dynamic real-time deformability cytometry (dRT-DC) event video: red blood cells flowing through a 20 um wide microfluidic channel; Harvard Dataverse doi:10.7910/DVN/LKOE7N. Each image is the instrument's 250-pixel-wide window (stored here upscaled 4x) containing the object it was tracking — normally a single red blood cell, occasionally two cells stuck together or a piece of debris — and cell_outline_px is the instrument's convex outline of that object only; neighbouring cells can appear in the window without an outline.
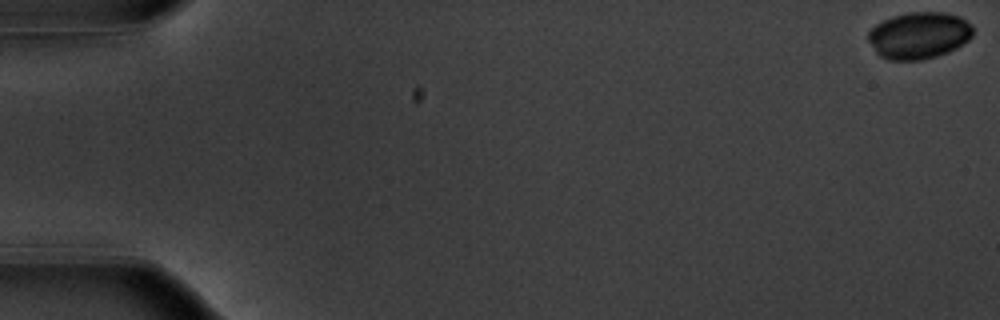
{"species": "common noctule bat (a hibernating species)", "species_latin": "Nyctalus noctula", "temperature_condition": "warm", "stored_images_in_passage": 55, "camera_frame_rate_fps": 3000, "um_per_image_px": 0.085, "animal": {"sex": "male", "body_mass_g": 20.1, "forearm_length_mm": 53.5}, "frame": {"image": 1, "passage_image": 1, "time_ms": 0.0, "image_size_px": [1000, 320], "cell_outline_px": [[972, 36], [968, 40], [956, 48], [948, 52], [936, 56], [920, 60], [888, 60], [880, 56], [876, 52], [868, 40], [868, 32], [876, 24], [892, 16], [908, 12], [944, 12], [960, 16], [972, 24]], "centroid_in_image_um": [78.11, 3.0], "position_along_channel_um": 6.9, "area_um2": 28.61}}
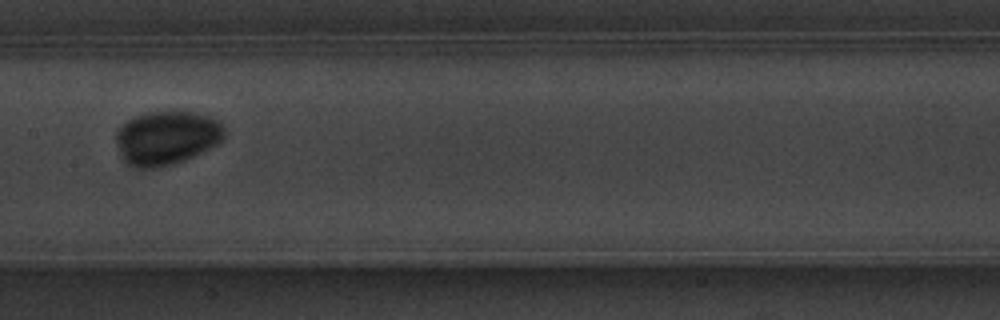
{"frame": {"image": 2, "passage_image": 29, "time_ms": 9.333, "image_size_px": [1000, 320], "cell_outline_px": [[224, 136], [216, 144], [184, 160], [172, 164], [156, 168], [136, 168], [128, 164], [124, 160], [120, 152], [116, 140], [116, 132], [120, 124], [136, 116], [152, 112], [192, 112], [212, 116], [220, 120], [224, 128]], "centroid_in_image_um": [14.15, 11.7], "position_along_channel_um": 193.2, "area_um2": 33.76}}
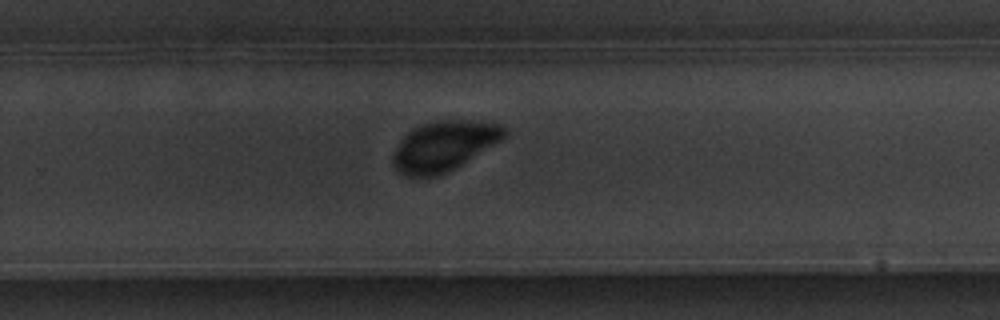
{"frame": {"image": 3, "passage_image": 37, "time_ms": 12.0, "image_size_px": [1000, 320], "cell_outline_px": [[508, 132], [500, 140], [460, 164], [436, 176], [408, 176], [400, 172], [392, 164], [392, 156], [396, 148], [404, 136], [408, 132], [424, 124], [436, 120], [472, 120], [500, 124]], "centroid_in_image_um": [37.71, 12.38], "position_along_channel_um": 292.1, "area_um2": 31.5}}